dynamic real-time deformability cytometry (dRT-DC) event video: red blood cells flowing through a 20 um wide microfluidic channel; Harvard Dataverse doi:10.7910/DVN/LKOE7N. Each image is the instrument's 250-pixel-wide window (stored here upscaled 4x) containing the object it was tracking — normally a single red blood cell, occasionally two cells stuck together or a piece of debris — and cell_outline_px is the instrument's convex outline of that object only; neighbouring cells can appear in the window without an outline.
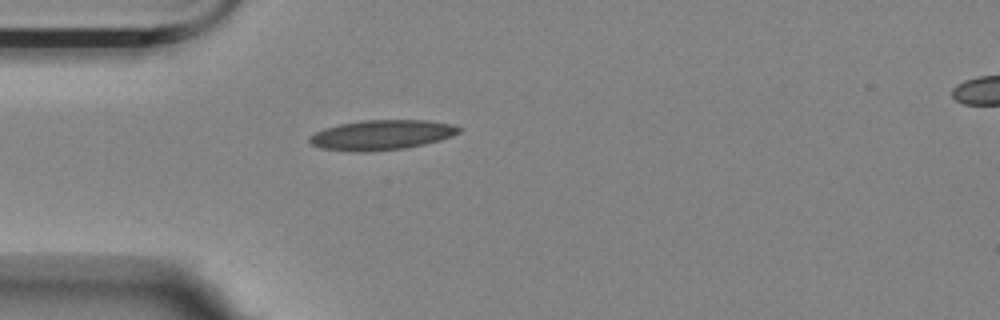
{"species": "Egyptian fruit bat (a non-hibernating species)", "species_latin": "Rousettus aegyptiacus", "temperature_condition": "room temperature", "stored_images_in_passage": 2, "camera_frame_rate_fps": 3000, "um_per_image_px": 0.085, "animal": {"sex": "female"}, "frame": {"image": 1, "passage_image": 1, "time_ms": 0.0, "image_size_px": [1000, 320], "cell_outline_px": [[464, 128], [460, 132], [452, 136], [440, 140], [424, 144], [404, 148], [364, 152], [356, 152], [320, 148], [312, 144], [308, 140], [308, 136], [324, 128], [340, 124], [364, 120], [424, 120], [452, 124]], "centroid_in_image_um": [32.44, 11.47], "position_along_channel_um": 52.6, "area_um2": 26.07}}